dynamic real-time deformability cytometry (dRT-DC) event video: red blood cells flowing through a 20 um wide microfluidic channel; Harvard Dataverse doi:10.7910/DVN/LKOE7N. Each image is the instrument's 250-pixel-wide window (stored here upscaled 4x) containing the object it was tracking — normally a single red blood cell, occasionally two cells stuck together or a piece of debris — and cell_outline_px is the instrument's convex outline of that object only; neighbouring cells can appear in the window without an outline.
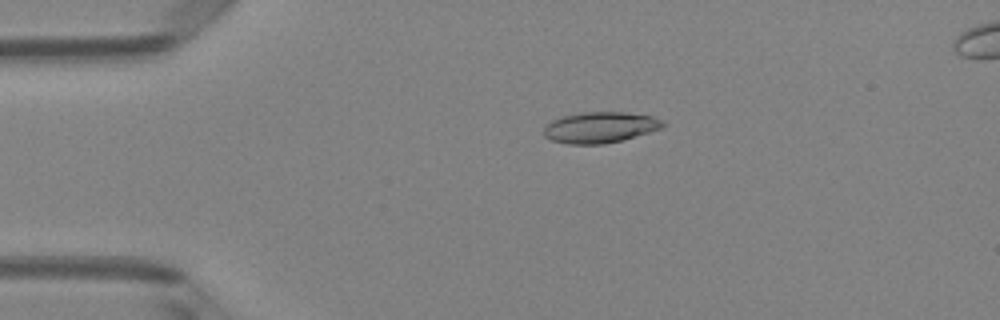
{"species": "Egyptian fruit bat (a non-hibernating species)", "species_latin": "Rousettus aegyptiacus", "temperature_condition": "room temperature", "stored_images_in_passage": 5, "camera_frame_rate_fps": 3000, "um_per_image_px": 0.085, "animal": {"sex": "female"}, "frame": {"image": 1, "passage_image": 3, "time_ms": 0.667, "image_size_px": [1000, 320], "cell_outline_px": [[664, 124], [660, 128], [648, 132], [620, 140], [604, 144], [568, 144], [552, 140], [544, 136], [544, 128], [552, 120], [560, 116], [584, 112], [628, 112], [652, 116], [660, 120]], "centroid_in_image_um": [50.95, 10.82], "position_along_channel_um": 34.0, "area_um2": 21.21}}
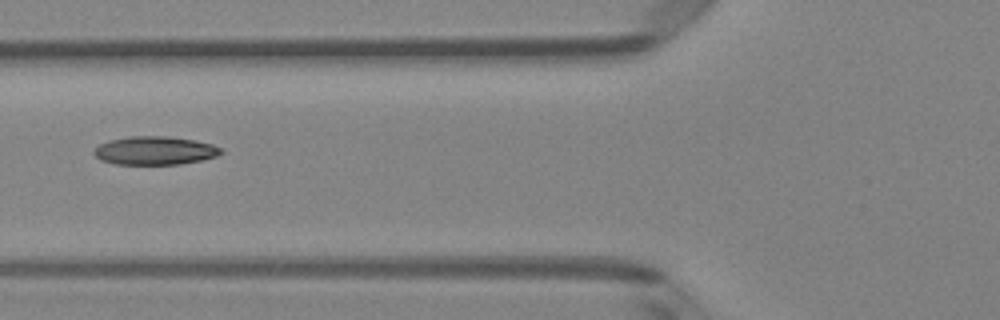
{"frame": {"image": 2, "passage_image": 5, "time_ms": 1.333, "image_size_px": [1000, 320], "cell_outline_px": [[224, 152], [216, 156], [200, 160], [180, 164], [112, 164], [100, 160], [92, 152], [100, 144], [108, 140], [132, 136], [164, 136], [192, 140], [212, 144], [224, 148]], "centroid_in_image_um": [13.16, 12.8], "position_along_channel_um": 112.6, "area_um2": 20.98}}